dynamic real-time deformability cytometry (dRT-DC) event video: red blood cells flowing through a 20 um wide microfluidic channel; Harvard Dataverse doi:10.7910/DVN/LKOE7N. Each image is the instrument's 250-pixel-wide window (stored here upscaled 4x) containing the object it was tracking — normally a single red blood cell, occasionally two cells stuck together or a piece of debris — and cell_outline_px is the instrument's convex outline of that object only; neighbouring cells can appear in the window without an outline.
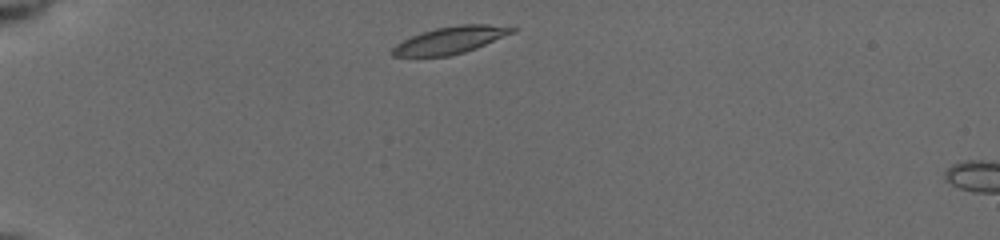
{"species": "common noctule bat (a hibernating species)", "species_latin": "Nyctalus noctula", "temperature_condition": "cold", "stored_images_in_passage": 3, "camera_frame_rate_fps": 3000, "um_per_image_px": 0.085, "animal": {"sex": "female", "body_mass_g": 19.5, "forearm_length_mm": 54.1}, "frame": {"image": 1, "passage_image": 1, "time_ms": 0.0, "image_size_px": [1000, 240], "cell_outline_px": [[516, 32], [476, 48], [464, 52], [448, 56], [392, 56], [392, 48], [396, 44], [420, 32], [436, 28], [460, 24], [488, 24], [516, 28]], "centroid_in_image_um": [38.3, 3.4], "position_along_channel_um": 46.7, "area_um2": 18.79}}